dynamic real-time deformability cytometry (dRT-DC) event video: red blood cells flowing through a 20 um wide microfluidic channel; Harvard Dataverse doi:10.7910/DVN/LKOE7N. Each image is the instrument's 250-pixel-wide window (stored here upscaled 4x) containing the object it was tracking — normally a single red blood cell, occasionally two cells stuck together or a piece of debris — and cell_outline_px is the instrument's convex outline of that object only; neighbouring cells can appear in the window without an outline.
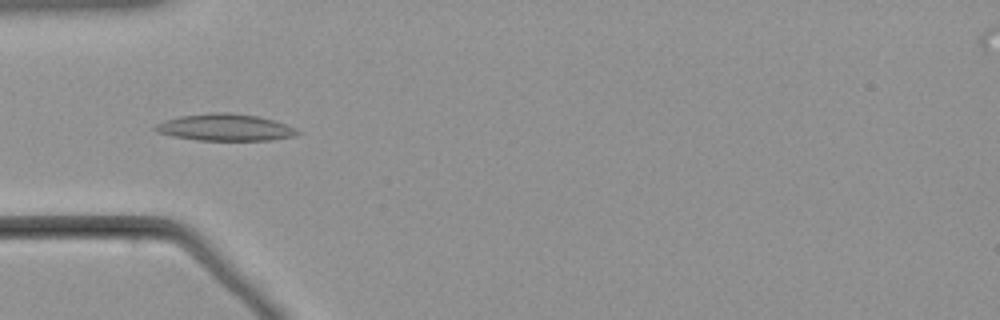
{"species": "common noctule bat (a hibernating species)", "species_latin": "Nyctalus noctula", "temperature_condition": "warm", "stored_images_in_passage": 44, "camera_frame_rate_fps": 3000, "um_per_image_px": 0.085, "animal": {"sex": "male", "body_mass_g": 21.5, "forearm_length_mm": 52.0}, "frame": {"image": 1, "passage_image": 6, "time_ms": 1.667, "image_size_px": [1000, 320], "cell_outline_px": [[300, 132], [296, 136], [272, 140], [196, 140], [172, 136], [156, 132], [152, 128], [156, 124], [164, 120], [180, 116], [212, 112], [228, 112], [256, 116], [272, 120], [296, 128]], "centroid_in_image_um": [19.1, 10.83], "position_along_channel_um": 65.9, "area_um2": 22.25}}
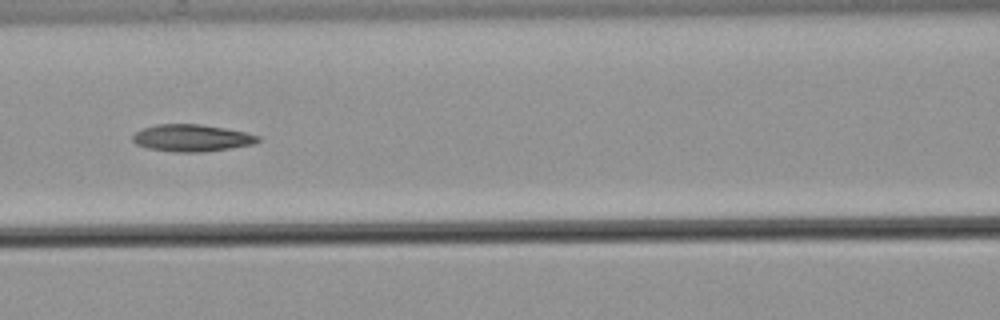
{"frame": {"image": 2, "passage_image": 13, "time_ms": 4.0, "image_size_px": [1000, 320], "cell_outline_px": [[260, 140], [252, 144], [228, 148], [200, 152], [176, 152], [148, 148], [136, 144], [132, 140], [132, 136], [136, 132], [144, 128], [156, 124], [200, 124], [224, 128], [244, 132], [260, 136]], "centroid_in_image_um": [16.27, 11.72], "position_along_channel_um": 150.3, "area_um2": 19.48}}
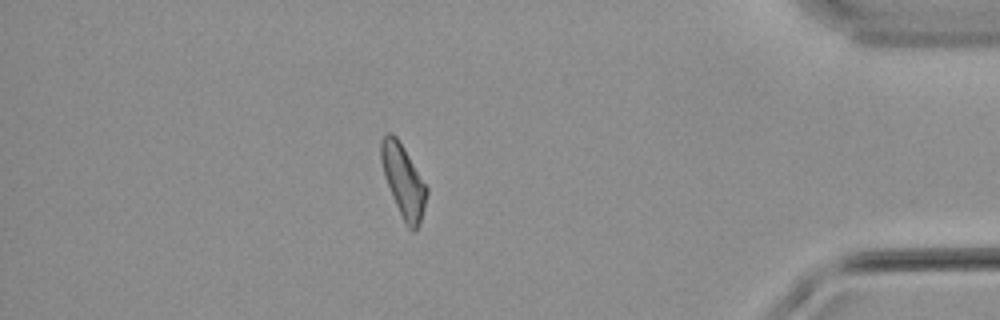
{"frame": {"image": 3, "passage_image": 37, "time_ms": 12.0, "image_size_px": [1000, 320], "cell_outline_px": [[428, 192], [424, 208], [416, 232], [412, 232], [408, 228], [396, 204], [384, 176], [380, 160], [380, 140], [388, 132], [392, 132], [396, 136], [404, 148], [428, 188]], "centroid_in_image_um": [34.27, 15.35], "position_along_channel_um": 400.9, "area_um2": 19.02}}